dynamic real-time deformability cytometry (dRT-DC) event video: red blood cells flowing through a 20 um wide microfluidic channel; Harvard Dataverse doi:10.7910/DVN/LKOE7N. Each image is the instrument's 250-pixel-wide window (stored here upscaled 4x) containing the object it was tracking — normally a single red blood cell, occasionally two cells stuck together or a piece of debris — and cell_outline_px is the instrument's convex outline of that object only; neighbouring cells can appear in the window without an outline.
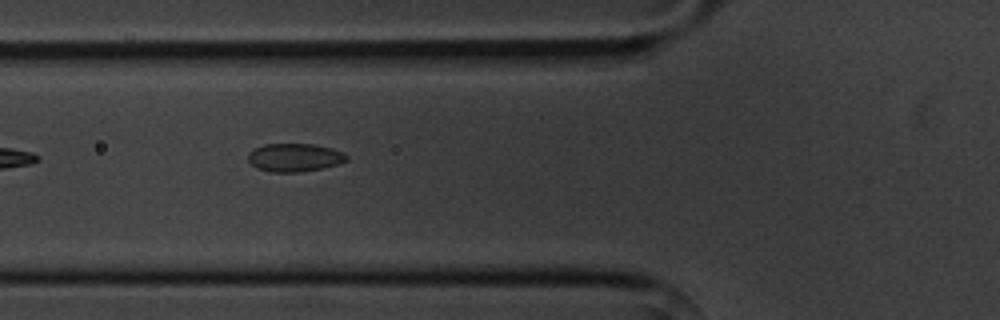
{"species": "common noctule bat (a hibernating species)", "species_latin": "Nyctalus noctula", "temperature_condition": "cold", "stored_images_in_passage": 6, "camera_frame_rate_fps": 3000, "um_per_image_px": 0.085, "animal": {"sex": "male", "body_mass_g": 20.1, "forearm_length_mm": 53.5}, "frame": {"image": 1, "passage_image": 5, "time_ms": 5.667, "image_size_px": [1000, 320], "cell_outline_px": [[348, 160], [340, 164], [300, 172], [272, 172], [256, 168], [248, 160], [248, 152], [264, 144], [312, 144], [332, 148], [344, 152], [348, 156]], "centroid_in_image_um": [25.06, 13.39], "position_along_channel_um": 100.7, "area_um2": 16.24}}
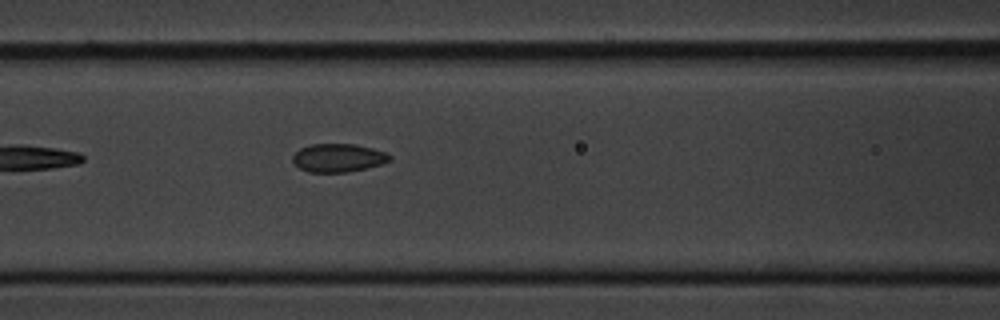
{"frame": {"image": 2, "passage_image": 6, "time_ms": 6.667, "image_size_px": [1000, 320], "cell_outline_px": [[392, 156], [388, 160], [380, 164], [348, 172], [308, 172], [300, 168], [292, 160], [292, 156], [300, 148], [308, 144], [356, 144], [388, 152]], "centroid_in_image_um": [28.73, 13.4], "position_along_channel_um": 137.9, "area_um2": 15.95}}